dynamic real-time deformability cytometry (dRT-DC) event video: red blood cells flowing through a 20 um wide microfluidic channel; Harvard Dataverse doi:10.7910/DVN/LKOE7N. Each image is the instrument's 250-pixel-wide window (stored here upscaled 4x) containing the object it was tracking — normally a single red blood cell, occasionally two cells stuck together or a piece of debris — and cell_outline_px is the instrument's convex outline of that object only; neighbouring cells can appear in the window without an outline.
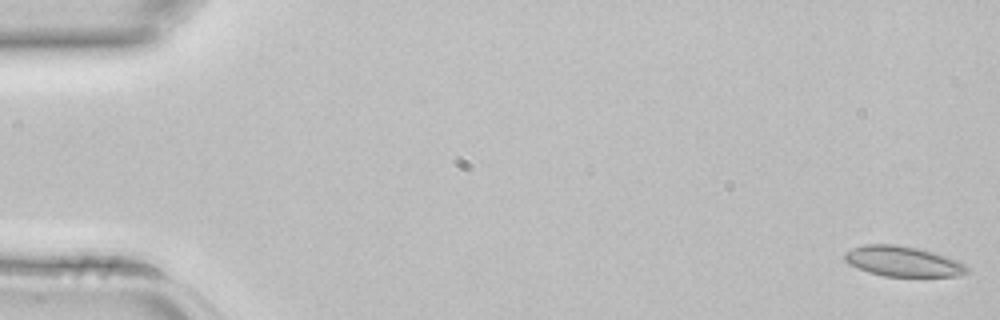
{"species": "common noctule bat (a hibernating species)", "species_latin": "Nyctalus noctula", "temperature_condition": "room temperature", "stored_images_in_passage": 4, "camera_frame_rate_fps": 3000, "um_per_image_px": 0.085, "animal": {"sex": "female", "body_mass_g": 22.7, "forearm_length_mm": 54.2}, "frame": {"image": 1, "passage_image": 4, "time_ms": 1.0, "image_size_px": [1000, 320], "cell_outline_px": [[968, 272], [956, 276], [884, 276], [868, 272], [848, 264], [844, 260], [844, 252], [852, 248], [864, 244], [892, 244], [916, 248], [932, 252], [956, 260], [964, 264], [968, 268]], "centroid_in_image_um": [76.68, 22.21], "position_along_channel_um": 8.3, "area_um2": 21.39}}